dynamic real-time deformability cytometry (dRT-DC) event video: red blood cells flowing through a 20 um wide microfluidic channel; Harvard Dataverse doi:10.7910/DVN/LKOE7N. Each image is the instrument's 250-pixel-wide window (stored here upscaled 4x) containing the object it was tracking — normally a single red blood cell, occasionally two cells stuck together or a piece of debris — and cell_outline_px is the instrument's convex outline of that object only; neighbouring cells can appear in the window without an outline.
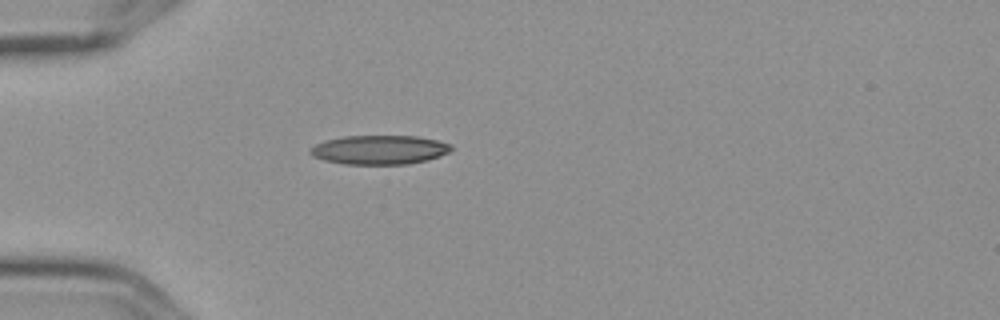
{"species": "Egyptian fruit bat (a non-hibernating species)", "species_latin": "Rousettus aegyptiacus", "temperature_condition": "cold", "stored_images_in_passage": 1, "camera_frame_rate_fps": 3000, "um_per_image_px": 0.085, "frame": {"image": 1, "passage_image": 1, "time_ms": 0.0, "image_size_px": [1000, 320], "cell_outline_px": [[452, 148], [448, 152], [440, 156], [428, 160], [408, 164], [344, 164], [324, 160], [312, 156], [308, 152], [316, 144], [324, 140], [344, 136], [416, 136], [436, 140], [452, 144]], "centroid_in_image_um": [32.25, 12.73], "position_along_channel_um": 52.8, "area_um2": 23.93}}